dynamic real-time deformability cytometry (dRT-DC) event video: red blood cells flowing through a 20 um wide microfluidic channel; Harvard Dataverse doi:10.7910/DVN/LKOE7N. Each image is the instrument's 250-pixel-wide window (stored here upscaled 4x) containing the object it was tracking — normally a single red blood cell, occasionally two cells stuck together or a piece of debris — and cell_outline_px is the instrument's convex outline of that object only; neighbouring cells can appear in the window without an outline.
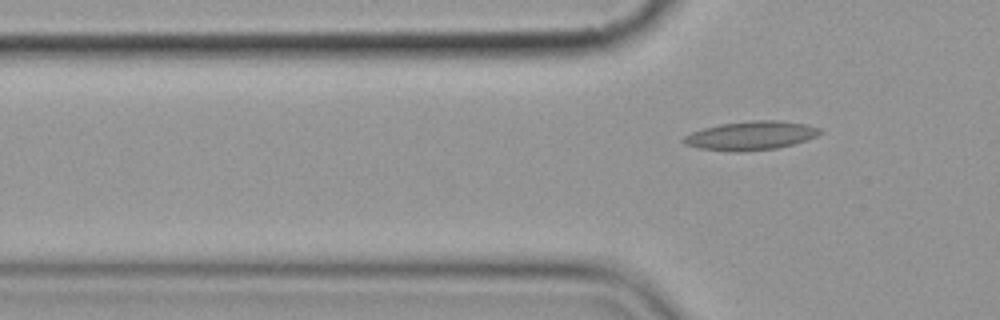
{"species": "common noctule bat (a hibernating species)", "species_latin": "Nyctalus noctula", "temperature_condition": "cold", "stored_images_in_passage": 7, "segment_of_instrument_passage": [2, 2], "camera_frame_rate_fps": 3000, "um_per_image_px": 0.085, "animal": {"sex": "female", "body_mass_g": 19.9}, "frame": {"image": 1, "passage_image": 7, "time_ms": 7.0, "image_size_px": [1000, 320], "cell_outline_px": [[824, 132], [816, 136], [792, 144], [776, 148], [736, 152], [700, 148], [684, 144], [680, 140], [684, 136], [692, 132], [704, 128], [720, 124], [752, 120], [780, 120], [808, 124], [820, 128]], "centroid_in_image_um": [63.83, 11.51], "position_along_channel_um": 62.0, "area_um2": 22.83}}